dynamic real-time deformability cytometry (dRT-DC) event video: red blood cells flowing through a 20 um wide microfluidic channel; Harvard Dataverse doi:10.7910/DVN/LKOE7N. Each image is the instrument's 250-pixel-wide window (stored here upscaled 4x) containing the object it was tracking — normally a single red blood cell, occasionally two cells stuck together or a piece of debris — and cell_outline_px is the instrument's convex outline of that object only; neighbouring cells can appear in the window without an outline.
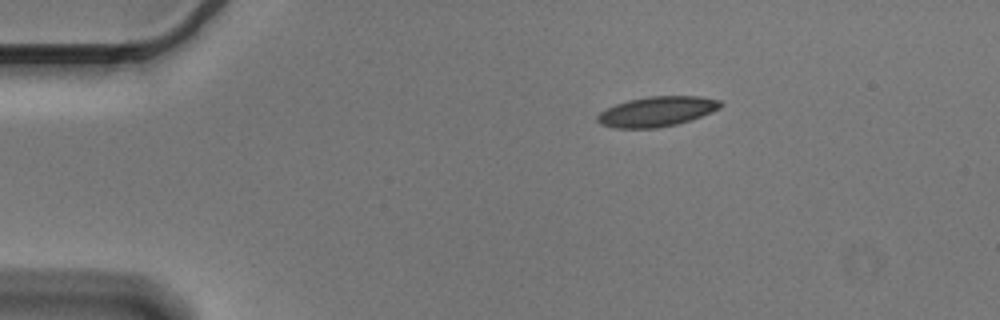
{"species": "Egyptian fruit bat (a non-hibernating species)", "species_latin": "Rousettus aegyptiacus", "temperature_condition": "cold", "stored_images_in_passage": 5, "camera_frame_rate_fps": 3000, "um_per_image_px": 0.085, "animal": {"sex": "male"}, "frame": {"image": 1, "passage_image": 5, "time_ms": 1.333, "image_size_px": [1000, 320], "cell_outline_px": [[724, 104], [720, 108], [712, 112], [692, 120], [676, 124], [656, 128], [612, 128], [600, 124], [596, 120], [596, 116], [600, 112], [616, 104], [628, 100], [648, 96], [700, 96], [720, 100]], "centroid_in_image_um": [55.84, 9.48], "position_along_channel_um": 29.2, "area_um2": 21.68}}